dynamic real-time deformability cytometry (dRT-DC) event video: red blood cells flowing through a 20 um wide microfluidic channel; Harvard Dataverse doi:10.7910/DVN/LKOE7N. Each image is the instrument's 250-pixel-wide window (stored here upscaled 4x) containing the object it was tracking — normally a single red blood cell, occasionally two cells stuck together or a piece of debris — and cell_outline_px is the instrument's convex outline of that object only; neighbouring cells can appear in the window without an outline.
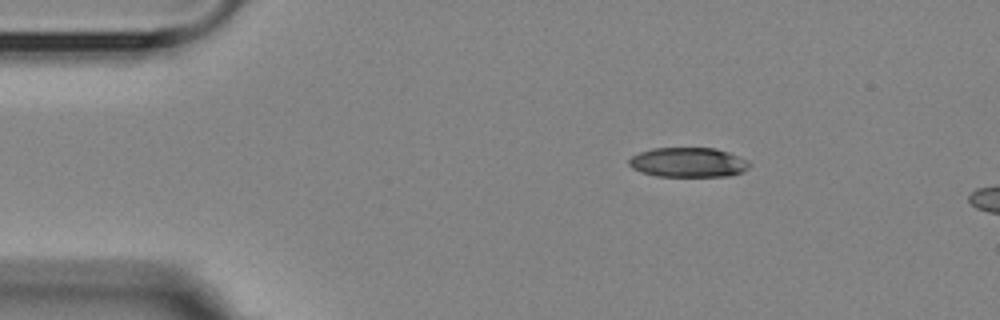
{"species": "Egyptian fruit bat (a non-hibernating species)", "species_latin": "Rousettus aegyptiacus", "temperature_condition": "room temperature", "stored_images_in_passage": 3, "camera_frame_rate_fps": 3000, "um_per_image_px": 0.085, "animal": {"sex": "female"}, "frame": {"image": 1, "passage_image": 1, "time_ms": 0.0, "image_size_px": [1000, 320], "cell_outline_px": [[752, 164], [748, 168], [740, 172], [728, 176], [656, 176], [640, 172], [632, 168], [628, 164], [628, 160], [632, 156], [640, 152], [652, 148], [716, 148], [728, 152], [748, 160]], "centroid_in_image_um": [58.48, 13.8], "position_along_channel_um": 26.5, "area_um2": 20.87}}